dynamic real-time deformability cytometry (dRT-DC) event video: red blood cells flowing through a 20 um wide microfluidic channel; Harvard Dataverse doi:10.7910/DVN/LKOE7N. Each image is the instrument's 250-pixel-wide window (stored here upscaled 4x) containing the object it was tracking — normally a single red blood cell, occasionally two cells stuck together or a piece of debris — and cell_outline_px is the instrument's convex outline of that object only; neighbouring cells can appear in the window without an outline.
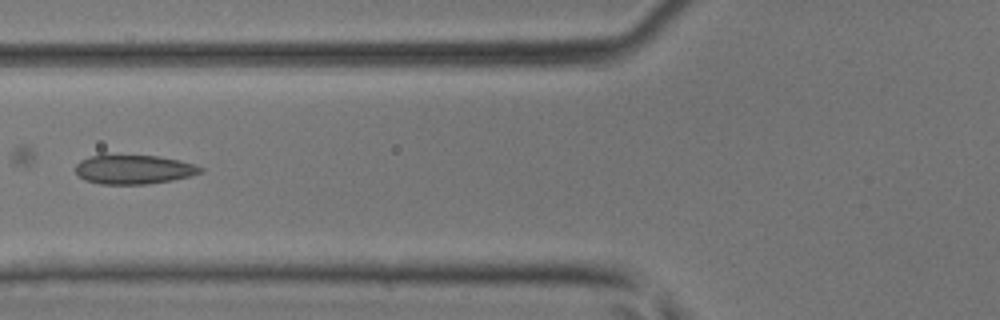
{"species": "common noctule bat (a hibernating species)", "species_latin": "Nyctalus noctula", "temperature_condition": "room temperature", "stored_images_in_passage": 33, "camera_frame_rate_fps": 3000, "um_per_image_px": 0.085, "animal": {"sex": "male", "body_mass_g": 17.9, "forearm_length_mm": 54.2}, "frame": {"image": 1, "passage_image": 15, "time_ms": 4.667, "image_size_px": [1000, 320], "cell_outline_px": [[204, 172], [172, 180], [144, 184], [100, 184], [84, 180], [76, 172], [76, 164], [80, 160], [88, 156], [104, 152], [156, 156], [196, 164], [204, 168]], "centroid_in_image_um": [11.3, 14.36], "position_along_channel_um": 114.5, "area_um2": 21.91}}
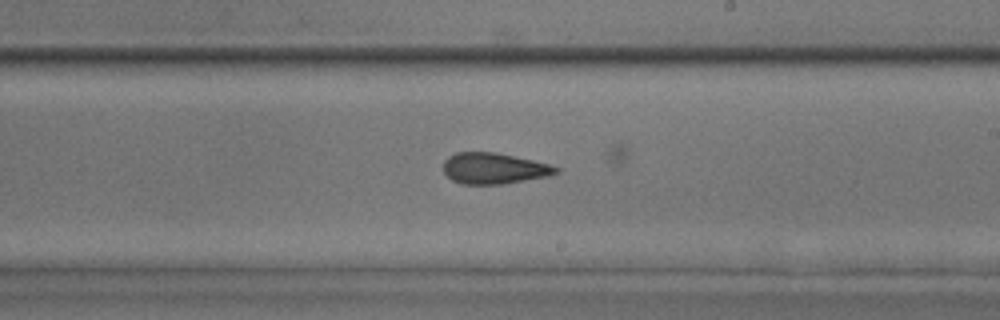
{"frame": {"image": 2, "passage_image": 24, "time_ms": 7.667, "image_size_px": [1000, 320], "cell_outline_px": [[560, 172], [552, 176], [504, 184], [460, 184], [452, 180], [444, 172], [444, 160], [448, 156], [456, 152], [496, 152], [532, 160], [548, 164], [560, 168]], "centroid_in_image_um": [42.01, 14.32], "position_along_channel_um": 247.0, "area_um2": 20.58}}
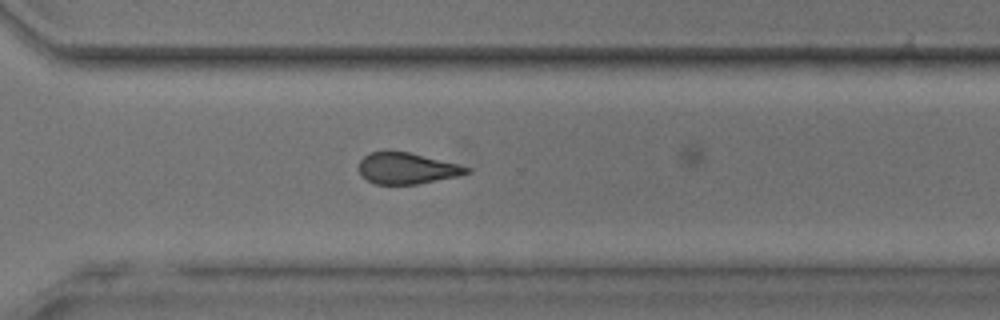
{"frame": {"image": 3, "passage_image": 30, "time_ms": 9.667, "image_size_px": [1000, 320], "cell_outline_px": [[472, 172], [460, 176], [420, 184], [376, 184], [360, 176], [360, 160], [368, 152], [388, 148], [408, 152], [472, 168]], "centroid_in_image_um": [34.56, 14.29], "position_along_channel_um": 336.0, "area_um2": 20.06}}